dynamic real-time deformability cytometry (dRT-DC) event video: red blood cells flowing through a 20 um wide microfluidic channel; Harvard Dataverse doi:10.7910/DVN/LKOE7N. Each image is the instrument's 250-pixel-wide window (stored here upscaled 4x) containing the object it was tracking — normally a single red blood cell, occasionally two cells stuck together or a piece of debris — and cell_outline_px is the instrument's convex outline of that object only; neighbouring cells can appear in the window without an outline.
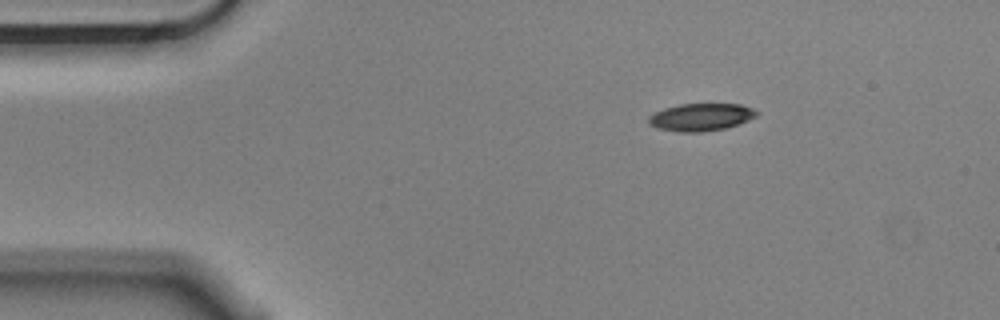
{"species": "Egyptian fruit bat (a non-hibernating species)", "species_latin": "Rousettus aegyptiacus", "temperature_condition": "cold", "stored_images_in_passage": 3, "camera_frame_rate_fps": 3000, "um_per_image_px": 0.085, "animal": {"sex": "male"}, "frame": {"image": 1, "passage_image": 1, "time_ms": 0.0, "image_size_px": [1000, 320], "cell_outline_px": [[760, 112], [756, 116], [748, 120], [724, 128], [700, 132], [680, 132], [656, 128], [648, 124], [648, 116], [664, 108], [680, 104], [740, 104], [752, 108]], "centroid_in_image_um": [59.55, 9.95], "position_along_channel_um": 25.4, "area_um2": 17.22}}